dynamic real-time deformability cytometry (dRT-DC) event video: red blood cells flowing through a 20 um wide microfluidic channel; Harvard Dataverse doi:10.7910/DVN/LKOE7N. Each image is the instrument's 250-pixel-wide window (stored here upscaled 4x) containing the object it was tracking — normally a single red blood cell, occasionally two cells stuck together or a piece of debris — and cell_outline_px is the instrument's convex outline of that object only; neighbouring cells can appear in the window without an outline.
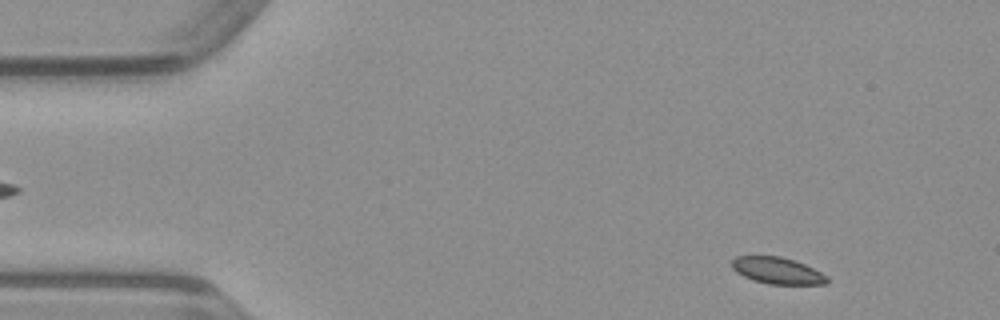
{"species": "common noctule bat (a hibernating species)", "species_latin": "Nyctalus noctula", "temperature_condition": "warm", "stored_images_in_passage": 13, "camera_frame_rate_fps": 3000, "um_per_image_px": 0.085, "animal": {"sex": "male", "body_mass_g": 23.1, "forearm_length_mm": 52.7}, "frame": {"image": 1, "passage_image": 4, "time_ms": 1.0, "image_size_px": [1000, 320], "cell_outline_px": [[828, 284], [768, 284], [752, 280], [736, 272], [732, 268], [732, 260], [736, 256], [780, 256], [804, 264], [828, 276]], "centroid_in_image_um": [66.06, 23.01], "position_along_channel_um": 18.9, "area_um2": 14.68}}
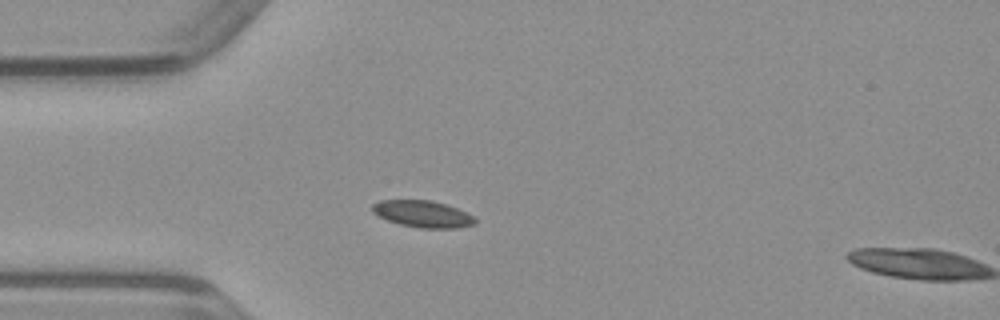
{"frame": {"image": 2, "passage_image": 12, "time_ms": 3.667, "image_size_px": [1000, 320], "cell_outline_px": [[476, 224], [456, 228], [420, 228], [400, 224], [388, 220], [372, 212], [372, 204], [380, 200], [432, 200], [456, 208], [472, 216], [476, 220]], "centroid_in_image_um": [35.91, 18.18], "position_along_channel_um": 49.1, "area_um2": 15.84}}